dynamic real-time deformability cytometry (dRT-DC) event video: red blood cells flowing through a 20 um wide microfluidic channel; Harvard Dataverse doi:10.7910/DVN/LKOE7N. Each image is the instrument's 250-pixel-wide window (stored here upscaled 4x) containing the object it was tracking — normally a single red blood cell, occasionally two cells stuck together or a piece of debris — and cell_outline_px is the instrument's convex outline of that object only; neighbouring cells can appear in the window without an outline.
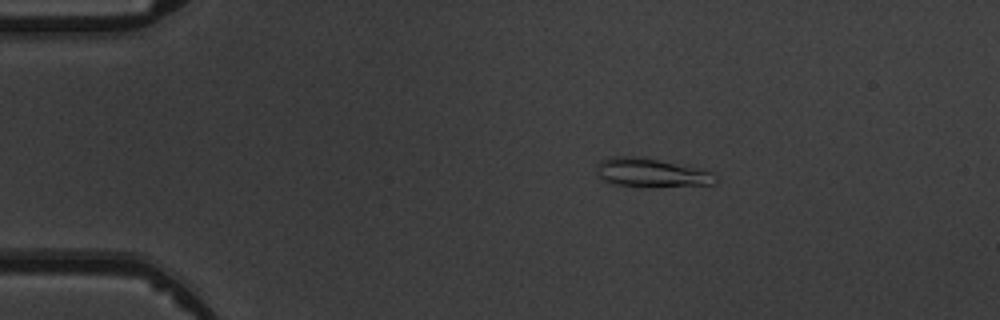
{"species": "common noctule bat (a hibernating species)", "species_latin": "Nyctalus noctula", "temperature_condition": "warm", "stored_images_in_passage": 7, "camera_frame_rate_fps": 3000, "um_per_image_px": 0.085, "animal": {"sex": "male", "body_mass_g": 19.5, "forearm_length_mm": 54.6}, "frame": {"image": 1, "passage_image": 2, "time_ms": 1.0, "image_size_px": [1000, 320], "cell_outline_px": [[716, 184], [612, 184], [596, 176], [596, 164], [600, 160], [612, 156], [636, 156], [696, 168], [712, 172], [716, 176]], "centroid_in_image_um": [55.23, 14.63], "position_along_channel_um": 29.8, "area_um2": 18.73}}
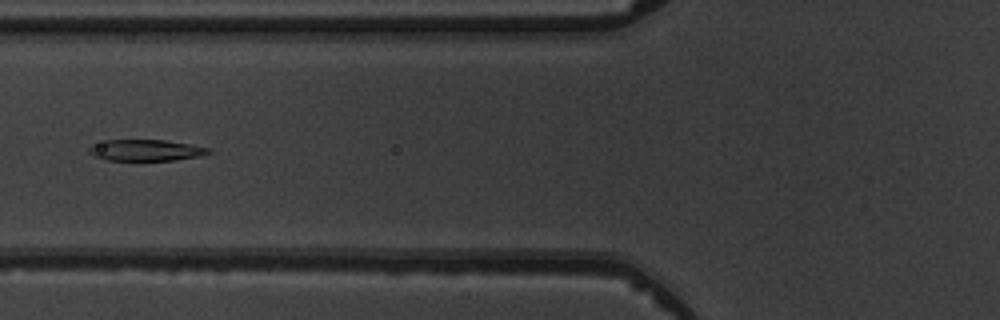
{"frame": {"image": 2, "passage_image": 5, "time_ms": 4.667, "image_size_px": [1000, 320], "cell_outline_px": [[212, 152], [200, 156], [176, 160], [108, 160], [96, 156], [88, 152], [88, 148], [92, 144], [108, 140], [164, 140], [188, 144], [208, 148]], "centroid_in_image_um": [12.38, 12.77], "position_along_channel_um": 113.4, "area_um2": 14.62}}
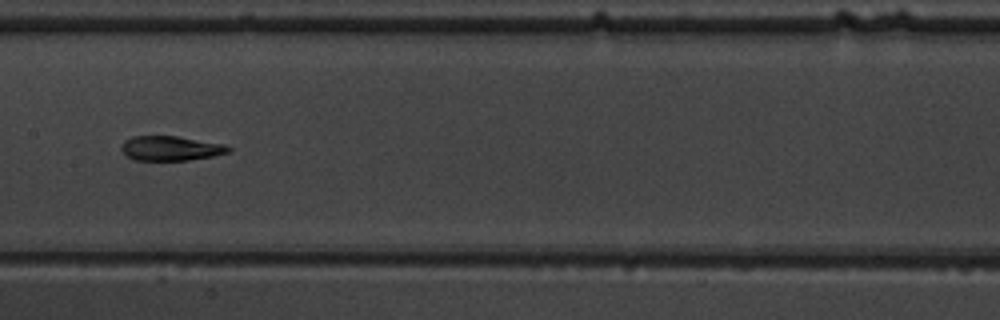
{"frame": {"image": 3, "passage_image": 7, "time_ms": 6.667, "image_size_px": [1000, 320], "cell_outline_px": [[232, 148], [228, 152], [212, 156], [188, 160], [136, 160], [128, 156], [120, 148], [124, 140], [132, 136], [176, 136], [224, 144]], "centroid_in_image_um": [14.49, 12.6], "position_along_channel_um": 192.9, "area_um2": 15.2}}